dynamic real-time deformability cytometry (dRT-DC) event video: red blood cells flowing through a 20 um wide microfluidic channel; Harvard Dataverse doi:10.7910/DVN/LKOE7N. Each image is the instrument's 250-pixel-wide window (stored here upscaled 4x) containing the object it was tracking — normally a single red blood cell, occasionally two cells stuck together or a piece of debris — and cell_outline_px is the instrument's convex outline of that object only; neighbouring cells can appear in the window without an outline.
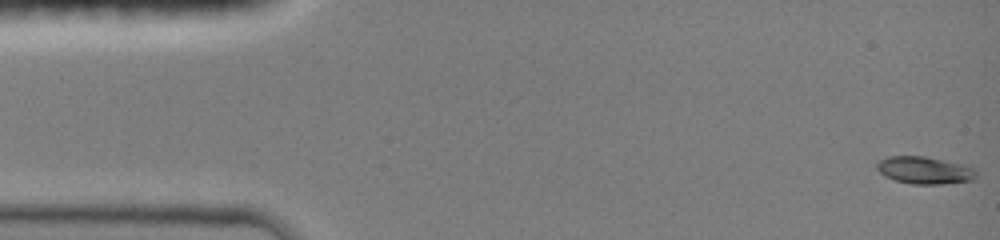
{"species": "common noctule bat (a hibernating species)", "species_latin": "Nyctalus noctula", "temperature_condition": "room temperature", "stored_images_in_passage": 27, "camera_frame_rate_fps": 3000, "um_per_image_px": 0.085, "animal": {"sex": "female", "body_mass_g": 19.0, "forearm_length_mm": 51.5}, "frame": {"image": 1, "passage_image": 1, "time_ms": 0.0, "image_size_px": [1000, 240], "cell_outline_px": [[976, 176], [972, 180], [936, 184], [912, 184], [896, 180], [880, 172], [876, 168], [876, 164], [880, 160], [888, 156], [924, 156], [972, 168], [976, 172]], "centroid_in_image_um": [78.53, 14.47], "position_along_channel_um": 6.5, "area_um2": 15.2}}
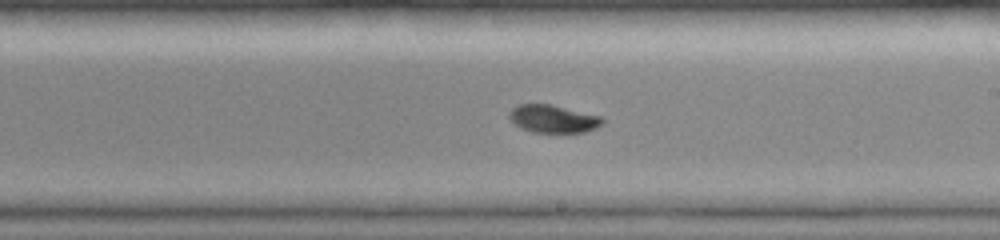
{"frame": {"image": 2, "passage_image": 16, "time_ms": 8.667, "image_size_px": [1000, 240], "cell_outline_px": [[604, 124], [596, 128], [584, 132], [532, 132], [520, 128], [508, 116], [508, 112], [512, 108], [520, 104], [552, 104], [600, 116], [604, 120]], "centroid_in_image_um": [47.02, 10.09], "position_along_channel_um": 242.0, "area_um2": 15.09}}
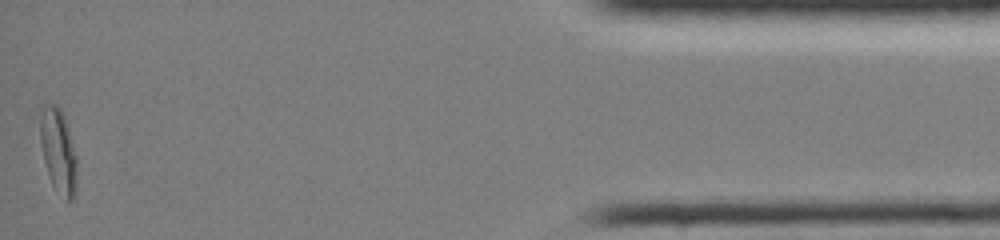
{"frame": {"image": 3, "passage_image": 27, "time_ms": 15.0, "image_size_px": [1000, 240], "cell_outline_px": [[76, 184], [72, 200], [68, 200], [52, 184], [48, 176], [44, 160], [40, 140], [40, 104], [56, 104], [60, 108], [64, 116], [76, 156]], "centroid_in_image_um": [4.92, 12.74], "position_along_channel_um": 430.3, "area_um2": 17.8}, "authors_computed_cell_mechanics": {"area_um2": 15.2592, "velocity_mm_per_s": 4.1558, "shape_relaxation_time_tau1_ms": 3.0468, "shape_relaxation_time_tau2_ms": 11.1119, "deformation_change_tau1": 0.1557, "deformation_change_tau2": 0.0934}}